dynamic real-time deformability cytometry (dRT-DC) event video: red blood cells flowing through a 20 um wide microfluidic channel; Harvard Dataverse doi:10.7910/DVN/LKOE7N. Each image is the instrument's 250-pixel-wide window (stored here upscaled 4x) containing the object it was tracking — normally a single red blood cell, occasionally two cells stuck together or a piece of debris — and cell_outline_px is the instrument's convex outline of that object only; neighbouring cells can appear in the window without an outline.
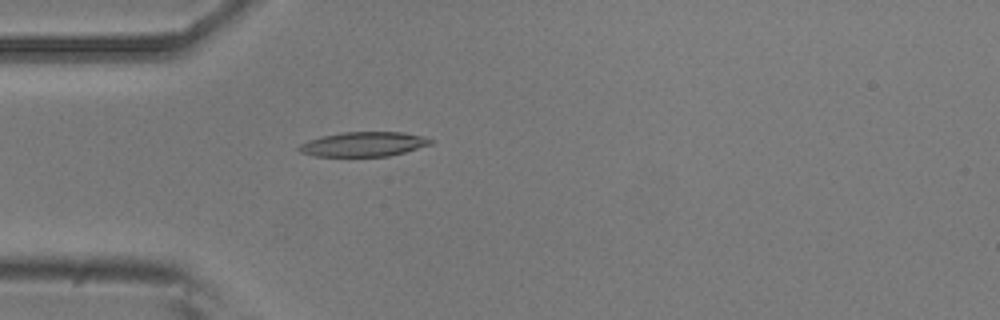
{"species": "common noctule bat (a hibernating species)", "species_latin": "Nyctalus noctula", "temperature_condition": "room temperature", "stored_images_in_passage": 5, "camera_frame_rate_fps": 3000, "um_per_image_px": 0.085, "animal": {"sex": "male", "body_mass_g": 20.5, "forearm_length_mm": 52.5}, "frame": {"image": 1, "passage_image": 5, "time_ms": 1.333, "image_size_px": [1000, 320], "cell_outline_px": [[432, 144], [404, 152], [388, 156], [316, 156], [300, 152], [296, 148], [300, 144], [308, 140], [320, 136], [344, 132], [404, 132], [420, 136], [432, 140]], "centroid_in_image_um": [30.86, 12.25], "position_along_channel_um": 54.1, "area_um2": 18.73}}